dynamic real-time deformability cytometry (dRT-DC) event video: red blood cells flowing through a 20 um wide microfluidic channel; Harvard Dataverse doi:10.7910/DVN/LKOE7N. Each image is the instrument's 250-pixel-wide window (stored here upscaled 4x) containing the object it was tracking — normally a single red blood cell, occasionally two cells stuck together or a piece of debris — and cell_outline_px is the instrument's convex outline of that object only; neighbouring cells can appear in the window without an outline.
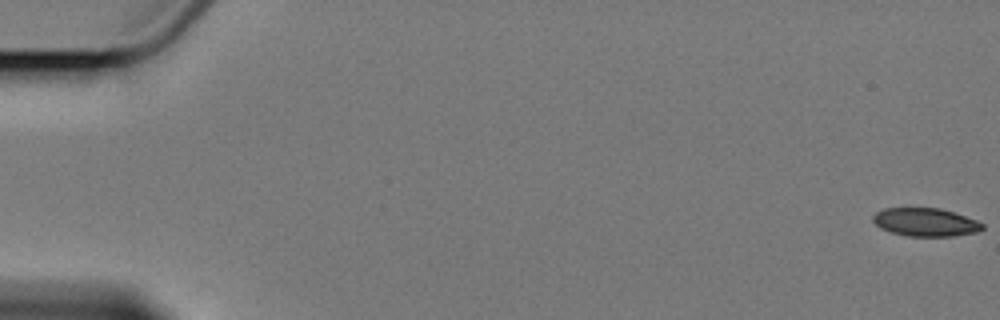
{"species": "Egyptian fruit bat (a non-hibernating species)", "species_latin": "Rousettus aegyptiacus", "temperature_condition": "cold", "stored_images_in_passage": 3, "camera_frame_rate_fps": 3000, "um_per_image_px": 0.085, "animal": {"sex": "female"}, "frame": {"image": 1, "passage_image": 1, "time_ms": 0.0, "image_size_px": [1000, 320], "cell_outline_px": [[984, 228], [976, 232], [952, 236], [908, 236], [892, 232], [880, 228], [872, 220], [872, 216], [876, 212], [884, 208], [940, 208], [956, 212], [976, 220], [984, 224]], "centroid_in_image_um": [78.67, 18.87], "position_along_channel_um": 6.3, "area_um2": 18.03}}